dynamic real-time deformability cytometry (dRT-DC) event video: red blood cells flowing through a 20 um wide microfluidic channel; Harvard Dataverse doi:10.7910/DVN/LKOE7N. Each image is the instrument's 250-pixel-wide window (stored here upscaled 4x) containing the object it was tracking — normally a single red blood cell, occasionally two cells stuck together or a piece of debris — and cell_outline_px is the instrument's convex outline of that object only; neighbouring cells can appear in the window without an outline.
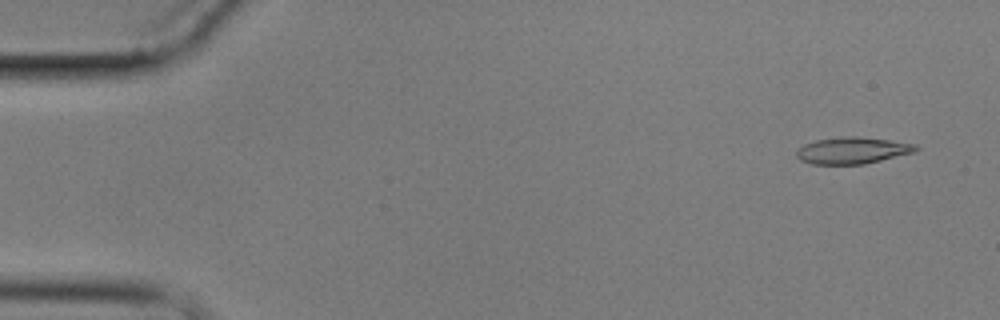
{"species": "common noctule bat (a hibernating species)", "species_latin": "Nyctalus noctula", "temperature_condition": "cold", "stored_images_in_passage": 5, "camera_frame_rate_fps": 3000, "um_per_image_px": 0.085, "animal": {"sex": "male", "body_mass_g": 17.9}, "frame": {"image": 1, "passage_image": 1, "time_ms": 0.0, "image_size_px": [1000, 320], "cell_outline_px": [[920, 148], [916, 152], [864, 164], [812, 164], [800, 160], [796, 156], [796, 148], [804, 144], [816, 140], [844, 136], [856, 136], [888, 140], [916, 144]], "centroid_in_image_um": [72.45, 12.79], "position_along_channel_um": 12.6, "area_um2": 18.61}}
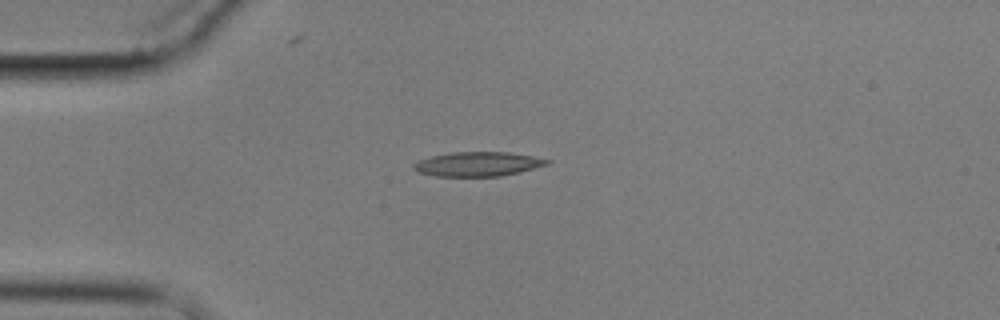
{"frame": {"image": 2, "passage_image": 4, "time_ms": 3.667, "image_size_px": [1000, 320], "cell_outline_px": [[552, 160], [548, 164], [520, 172], [500, 176], [436, 176], [420, 172], [412, 168], [412, 164], [420, 160], [432, 156], [452, 152], [508, 152], [532, 156]], "centroid_in_image_um": [40.63, 13.94], "position_along_channel_um": 44.4, "area_um2": 18.79}}